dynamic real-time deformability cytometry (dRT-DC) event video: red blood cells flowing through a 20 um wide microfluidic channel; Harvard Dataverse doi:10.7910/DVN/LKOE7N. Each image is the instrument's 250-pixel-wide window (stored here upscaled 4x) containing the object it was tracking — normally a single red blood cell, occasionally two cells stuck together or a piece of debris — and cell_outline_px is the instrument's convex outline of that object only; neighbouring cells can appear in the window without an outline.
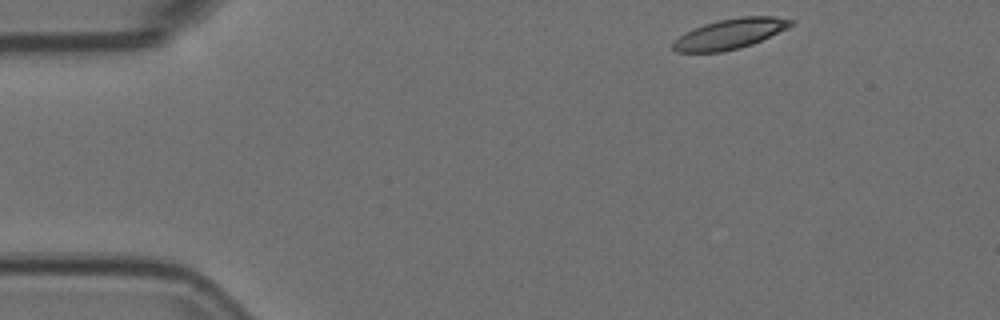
{"species": "Egyptian fruit bat (a non-hibernating species)", "species_latin": "Rousettus aegyptiacus", "temperature_condition": "room temperature", "stored_images_in_passage": 49, "camera_frame_rate_fps": 3000, "um_per_image_px": 0.085, "animal": {"sex": "female"}, "frame": {"image": 1, "passage_image": 1, "time_ms": 0.0, "image_size_px": [1000, 320], "cell_outline_px": [[796, 20], [788, 28], [752, 44], [740, 48], [720, 52], [676, 52], [672, 48], [672, 44], [680, 36], [704, 24], [720, 20], [740, 16], [772, 16]], "centroid_in_image_um": [62.09, 2.87], "position_along_channel_um": 22.9, "area_um2": 20.46}}
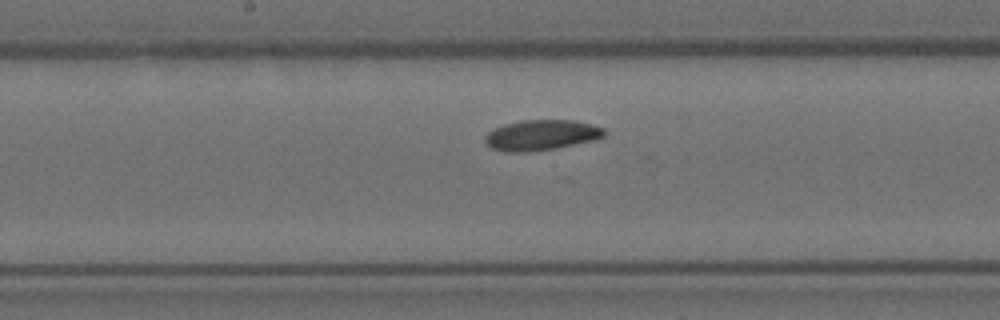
{"frame": {"image": 2, "passage_image": 22, "time_ms": 7.0, "image_size_px": [1000, 320], "cell_outline_px": [[608, 132], [604, 136], [596, 140], [556, 148], [532, 152], [504, 152], [492, 148], [484, 140], [484, 136], [492, 128], [504, 124], [520, 120], [572, 120], [604, 128]], "centroid_in_image_um": [46.0, 11.49], "position_along_channel_um": 202.2, "area_um2": 21.39}}
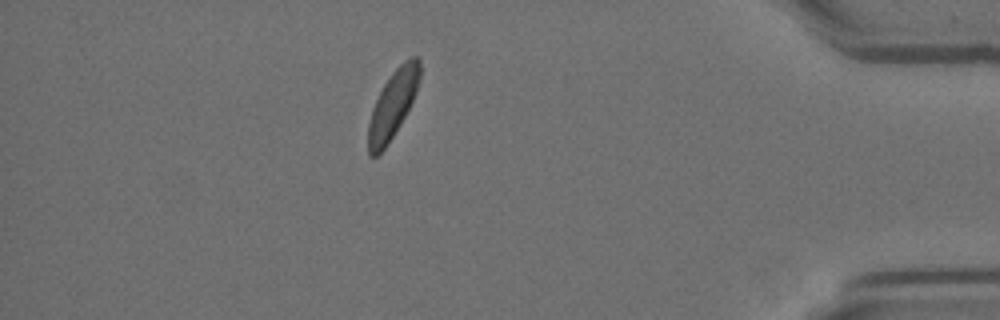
{"frame": {"image": 3, "passage_image": 42, "time_ms": 13.667, "image_size_px": [1000, 320], "cell_outline_px": [[420, 80], [416, 92], [400, 124], [384, 148], [376, 156], [368, 156], [368, 124], [372, 108], [384, 84], [392, 72], [404, 60], [412, 56], [416, 56], [420, 60]], "centroid_in_image_um": [33.38, 8.85], "position_along_channel_um": 401.8, "area_um2": 19.94}, "authors_computed_cell_mechanics": {"area_um2": 20.808, "velocity_mm_per_s": 3.6656, "shape_relaxation_time_tau1_ms": 8.0648, "shape_relaxation_time_tau2_ms": null, "deformation_change_tau1": 0.1389, "deformation_change_tau2": null}}